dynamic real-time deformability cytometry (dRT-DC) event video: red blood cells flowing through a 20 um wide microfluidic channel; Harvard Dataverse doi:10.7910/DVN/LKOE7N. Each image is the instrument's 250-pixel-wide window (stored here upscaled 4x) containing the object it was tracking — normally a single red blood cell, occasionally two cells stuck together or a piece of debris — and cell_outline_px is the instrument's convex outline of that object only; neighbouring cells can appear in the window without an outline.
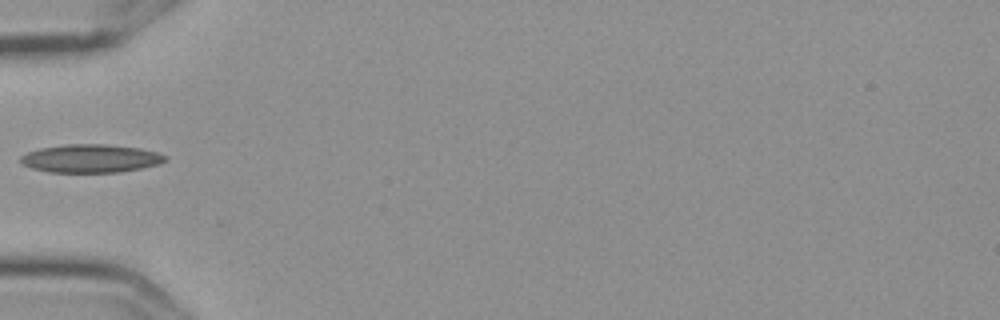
{"species": "Egyptian fruit bat (a non-hibernating species)", "species_latin": "Rousettus aegyptiacus", "temperature_condition": "cold", "stored_images_in_passage": 6, "camera_frame_rate_fps": 3000, "um_per_image_px": 0.085, "frame": {"image": 1, "passage_image": 5, "time_ms": 1.333, "image_size_px": [1000, 320], "cell_outline_px": [[168, 160], [160, 164], [120, 172], [48, 172], [32, 168], [24, 164], [20, 160], [20, 156], [28, 152], [40, 148], [64, 144], [104, 144], [140, 148], [156, 152], [168, 156]], "centroid_in_image_um": [7.74, 13.46], "position_along_channel_um": 77.3, "area_um2": 23.81}}
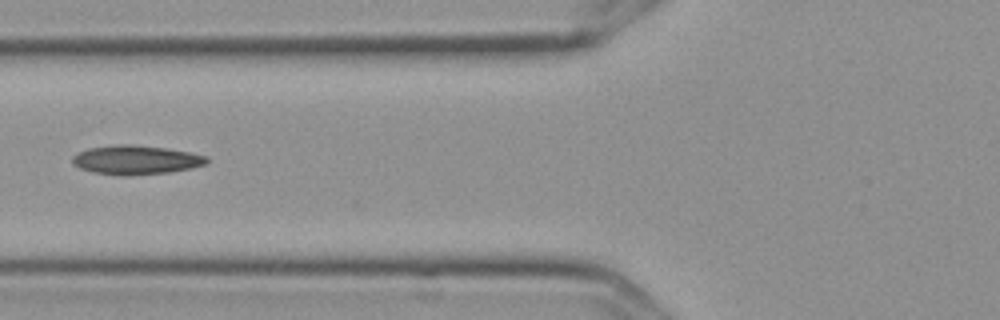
{"frame": {"image": 2, "passage_image": 6, "time_ms": 1.667, "image_size_px": [1000, 320], "cell_outline_px": [[208, 160], [204, 164], [192, 168], [168, 172], [124, 176], [120, 176], [92, 172], [80, 168], [72, 164], [72, 156], [76, 152], [88, 148], [116, 144], [132, 144], [168, 148], [208, 156]], "centroid_in_image_um": [11.5, 13.58], "position_along_channel_um": 114.3, "area_um2": 22.95}}